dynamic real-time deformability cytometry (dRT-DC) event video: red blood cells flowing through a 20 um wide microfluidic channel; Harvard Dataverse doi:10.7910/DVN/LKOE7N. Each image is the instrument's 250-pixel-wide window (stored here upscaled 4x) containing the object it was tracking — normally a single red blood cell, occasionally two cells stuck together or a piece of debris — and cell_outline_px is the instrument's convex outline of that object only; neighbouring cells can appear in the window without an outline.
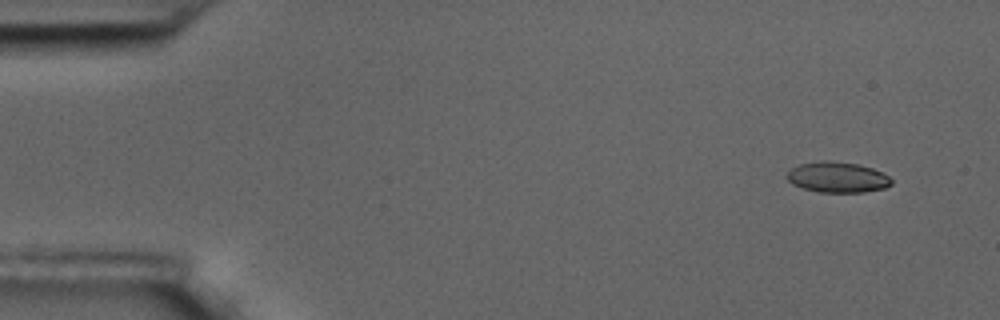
{"species": "common noctule bat (a hibernating species)", "species_latin": "Nyctalus noctula", "temperature_condition": "room temperature", "stored_images_in_passage": 6, "segment_of_instrument_passage": [2, 2], "camera_frame_rate_fps": 3000, "um_per_image_px": 0.085, "animal": {"sex": "male", "body_mass_g": 17.5, "forearm_length_mm": 52.3}, "frame": {"image": 1, "passage_image": 6, "time_ms": 1.667, "image_size_px": [1000, 320], "cell_outline_px": [[892, 184], [884, 188], [864, 192], [816, 192], [792, 184], [784, 176], [792, 168], [800, 164], [820, 160], [828, 160], [856, 164], [872, 168], [884, 172], [892, 180]], "centroid_in_image_um": [71.17, 15.06], "position_along_channel_um": 13.8, "area_um2": 18.73}}